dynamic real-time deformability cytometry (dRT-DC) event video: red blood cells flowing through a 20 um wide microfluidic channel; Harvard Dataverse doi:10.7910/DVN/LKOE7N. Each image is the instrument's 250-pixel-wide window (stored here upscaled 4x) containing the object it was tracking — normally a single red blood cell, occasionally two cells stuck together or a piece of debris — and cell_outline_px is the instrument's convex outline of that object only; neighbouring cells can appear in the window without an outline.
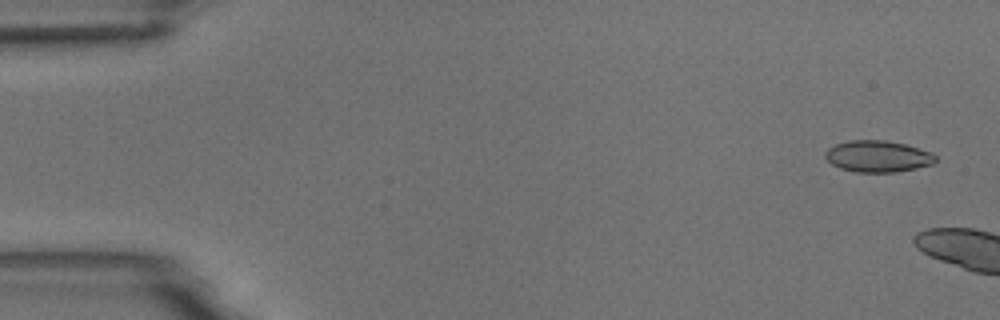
{"species": "common noctule bat (a hibernating species)", "species_latin": "Nyctalus noctula", "temperature_condition": "room temperature", "stored_images_in_passage": 2, "camera_frame_rate_fps": 3000, "um_per_image_px": 0.085, "animal": {"sex": "male", "body_mass_g": 18.8}, "frame": {"image": 1, "passage_image": 1, "time_ms": 0.0, "image_size_px": [1000, 320], "cell_outline_px": [[936, 160], [932, 164], [916, 168], [896, 172], [856, 172], [840, 168], [832, 164], [824, 156], [824, 152], [828, 148], [836, 144], [848, 140], [884, 140], [904, 144], [932, 152], [936, 156]], "centroid_in_image_um": [74.6, 13.28], "position_along_channel_um": 10.4, "area_um2": 20.23}}